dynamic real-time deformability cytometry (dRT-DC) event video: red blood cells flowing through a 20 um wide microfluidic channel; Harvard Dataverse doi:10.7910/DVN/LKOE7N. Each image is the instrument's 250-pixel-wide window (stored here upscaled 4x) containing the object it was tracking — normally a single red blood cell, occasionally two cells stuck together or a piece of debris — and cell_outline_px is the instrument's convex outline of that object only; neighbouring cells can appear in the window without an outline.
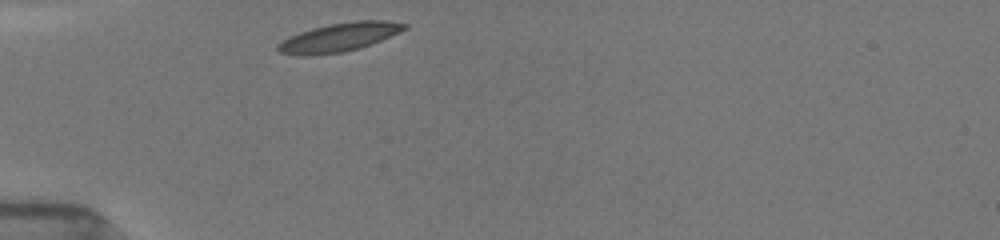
{"species": "common noctule bat (a hibernating species)", "species_latin": "Nyctalus noctula", "temperature_condition": "room temperature", "stored_images_in_passage": 31, "camera_frame_rate_fps": 3000, "um_per_image_px": 0.085, "animal": {"sex": "female", "body_mass_g": 19.5, "forearm_length_mm": 54.1}, "frame": {"image": 1, "passage_image": 1, "time_ms": 0.0, "image_size_px": [1000, 240], "cell_outline_px": [[408, 28], [380, 40], [360, 48], [344, 52], [304, 56], [300, 56], [280, 52], [276, 48], [276, 44], [288, 36], [312, 28], [328, 24], [352, 20], [384, 20], [408, 24]], "centroid_in_image_um": [28.79, 3.16], "position_along_channel_um": 56.2, "area_um2": 21.21}}
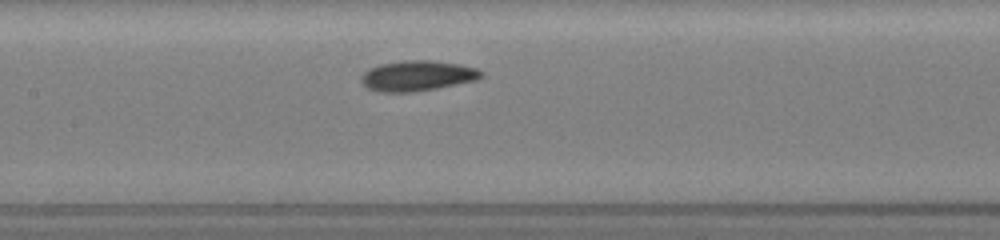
{"frame": {"image": 2, "passage_image": 11, "time_ms": 3.333, "image_size_px": [1000, 240], "cell_outline_px": [[484, 76], [476, 80], [436, 88], [412, 92], [380, 92], [368, 88], [360, 80], [360, 76], [368, 68], [380, 64], [404, 60], [432, 60], [460, 64], [476, 68], [484, 72]], "centroid_in_image_um": [35.47, 6.43], "position_along_channel_um": 171.9, "area_um2": 21.33}}
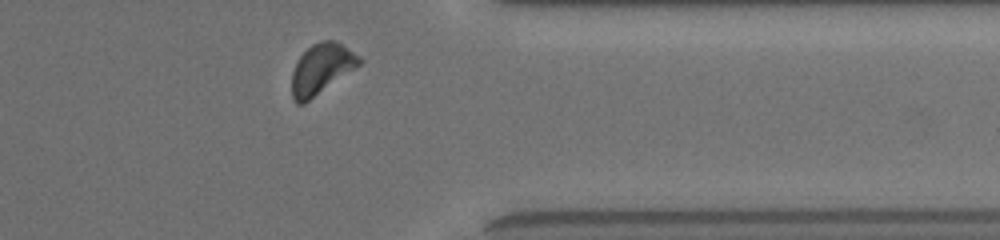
{"frame": {"image": 3, "passage_image": 28, "time_ms": 9.0, "image_size_px": [1000, 240], "cell_outline_px": [[364, 60], [360, 64], [304, 104], [296, 104], [292, 96], [292, 72], [300, 56], [312, 44], [320, 40], [336, 40], [360, 56]], "centroid_in_image_um": [27.32, 5.84], "position_along_channel_um": 384.1, "area_um2": 19.59}, "authors_computed_cell_mechanics": {"area_um2": 20.3456, "velocity_mm_per_s": 3.8536, "shape_relaxation_time_tau1_ms": 2.0063, "shape_relaxation_time_tau2_ms": 5.8764, "deformation_change_tau1": 0.0955, "deformation_change_tau2": 0.1169}}